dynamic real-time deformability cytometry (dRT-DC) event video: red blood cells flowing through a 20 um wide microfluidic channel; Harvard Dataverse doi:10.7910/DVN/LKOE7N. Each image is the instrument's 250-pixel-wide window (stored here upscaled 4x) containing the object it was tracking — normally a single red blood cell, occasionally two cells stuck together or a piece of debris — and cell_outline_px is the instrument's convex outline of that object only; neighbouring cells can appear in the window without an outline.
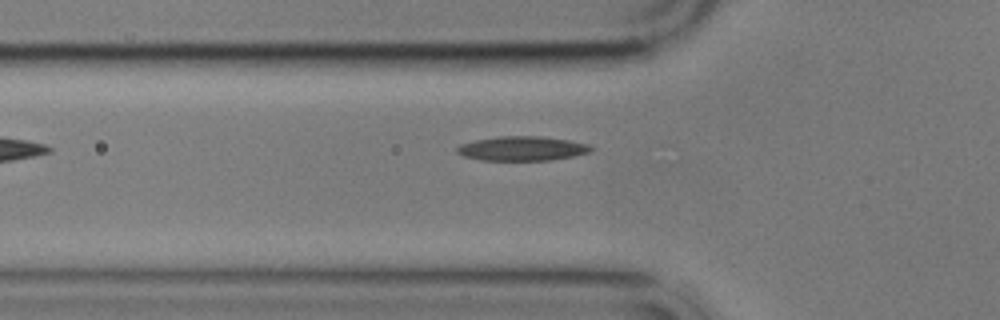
{"species": "common noctule bat (a hibernating species)", "species_latin": "Nyctalus noctula", "temperature_condition": "cold", "stored_images_in_passage": 5, "camera_frame_rate_fps": 3000, "um_per_image_px": 0.085, "animal": {"sex": "male", "body_mass_g": 17.9}, "frame": {"image": 1, "passage_image": 5, "time_ms": 4.667, "image_size_px": [1000, 320], "cell_outline_px": [[596, 148], [588, 152], [572, 156], [552, 160], [480, 160], [464, 156], [456, 152], [456, 148], [460, 144], [476, 140], [500, 136], [540, 136], [568, 140], [588, 144]], "centroid_in_image_um": [44.38, 12.62], "position_along_channel_um": 81.4, "area_um2": 18.96}}